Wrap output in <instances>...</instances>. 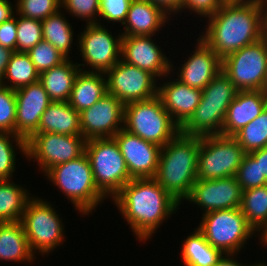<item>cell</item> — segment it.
Wrapping results in <instances>:
<instances>
[{"label":"cell","mask_w":267,"mask_h":266,"mask_svg":"<svg viewBox=\"0 0 267 266\" xmlns=\"http://www.w3.org/2000/svg\"><path fill=\"white\" fill-rule=\"evenodd\" d=\"M199 36L221 59L266 36L267 0H228Z\"/></svg>","instance_id":"6da1fadb"},{"label":"cell","mask_w":267,"mask_h":266,"mask_svg":"<svg viewBox=\"0 0 267 266\" xmlns=\"http://www.w3.org/2000/svg\"><path fill=\"white\" fill-rule=\"evenodd\" d=\"M112 201L135 238L143 243L151 240L181 205L154 178L131 179Z\"/></svg>","instance_id":"7a4b0ae2"},{"label":"cell","mask_w":267,"mask_h":266,"mask_svg":"<svg viewBox=\"0 0 267 266\" xmlns=\"http://www.w3.org/2000/svg\"><path fill=\"white\" fill-rule=\"evenodd\" d=\"M199 149V136H186L181 132L161 147L158 170L154 179L181 206L197 181Z\"/></svg>","instance_id":"3957f363"},{"label":"cell","mask_w":267,"mask_h":266,"mask_svg":"<svg viewBox=\"0 0 267 266\" xmlns=\"http://www.w3.org/2000/svg\"><path fill=\"white\" fill-rule=\"evenodd\" d=\"M44 176L53 186L71 201L80 216L96 211L107 199L97 188L91 165L84 153L79 158L50 168Z\"/></svg>","instance_id":"277c9868"},{"label":"cell","mask_w":267,"mask_h":266,"mask_svg":"<svg viewBox=\"0 0 267 266\" xmlns=\"http://www.w3.org/2000/svg\"><path fill=\"white\" fill-rule=\"evenodd\" d=\"M238 90L221 71L202 90V98L194 114L180 128L186 136L222 135V127L229 105Z\"/></svg>","instance_id":"5b68a950"},{"label":"cell","mask_w":267,"mask_h":266,"mask_svg":"<svg viewBox=\"0 0 267 266\" xmlns=\"http://www.w3.org/2000/svg\"><path fill=\"white\" fill-rule=\"evenodd\" d=\"M41 198L34 195L27 202L20 222L32 253L45 257L60 248L66 235L63 218L51 202Z\"/></svg>","instance_id":"8992f818"},{"label":"cell","mask_w":267,"mask_h":266,"mask_svg":"<svg viewBox=\"0 0 267 266\" xmlns=\"http://www.w3.org/2000/svg\"><path fill=\"white\" fill-rule=\"evenodd\" d=\"M123 129L160 147L180 132V127L172 120L157 95L126 104Z\"/></svg>","instance_id":"52a82bcc"},{"label":"cell","mask_w":267,"mask_h":266,"mask_svg":"<svg viewBox=\"0 0 267 266\" xmlns=\"http://www.w3.org/2000/svg\"><path fill=\"white\" fill-rule=\"evenodd\" d=\"M85 154L89 159L95 184L107 199H112L132 179L114 138L86 140Z\"/></svg>","instance_id":"ba28073f"},{"label":"cell","mask_w":267,"mask_h":266,"mask_svg":"<svg viewBox=\"0 0 267 266\" xmlns=\"http://www.w3.org/2000/svg\"><path fill=\"white\" fill-rule=\"evenodd\" d=\"M196 227L214 248L225 253H240L247 240L257 236L238 208L205 213Z\"/></svg>","instance_id":"9c48e42d"},{"label":"cell","mask_w":267,"mask_h":266,"mask_svg":"<svg viewBox=\"0 0 267 266\" xmlns=\"http://www.w3.org/2000/svg\"><path fill=\"white\" fill-rule=\"evenodd\" d=\"M245 154L233 136L218 134L200 137L197 180L236 176Z\"/></svg>","instance_id":"30bf717a"},{"label":"cell","mask_w":267,"mask_h":266,"mask_svg":"<svg viewBox=\"0 0 267 266\" xmlns=\"http://www.w3.org/2000/svg\"><path fill=\"white\" fill-rule=\"evenodd\" d=\"M83 27V32L77 34L76 48L83 63L76 62L77 65L86 72H107L121 60L122 29L114 36L112 31L105 28L107 26L99 23Z\"/></svg>","instance_id":"8fae6325"},{"label":"cell","mask_w":267,"mask_h":266,"mask_svg":"<svg viewBox=\"0 0 267 266\" xmlns=\"http://www.w3.org/2000/svg\"><path fill=\"white\" fill-rule=\"evenodd\" d=\"M267 67V35L222 59V71L238 91L263 90Z\"/></svg>","instance_id":"7c38bea8"},{"label":"cell","mask_w":267,"mask_h":266,"mask_svg":"<svg viewBox=\"0 0 267 266\" xmlns=\"http://www.w3.org/2000/svg\"><path fill=\"white\" fill-rule=\"evenodd\" d=\"M86 139L78 135L33 133L26 140V158L36 162L41 174L61 163L79 158L85 153Z\"/></svg>","instance_id":"4fadbf2b"},{"label":"cell","mask_w":267,"mask_h":266,"mask_svg":"<svg viewBox=\"0 0 267 266\" xmlns=\"http://www.w3.org/2000/svg\"><path fill=\"white\" fill-rule=\"evenodd\" d=\"M107 93L114 95L124 105L148 100L157 95V78L148 71L120 60L104 73Z\"/></svg>","instance_id":"5bb4252c"},{"label":"cell","mask_w":267,"mask_h":266,"mask_svg":"<svg viewBox=\"0 0 267 266\" xmlns=\"http://www.w3.org/2000/svg\"><path fill=\"white\" fill-rule=\"evenodd\" d=\"M125 105L114 95L105 94L79 113L82 136L86 139L113 138L124 124Z\"/></svg>","instance_id":"9a60e30c"},{"label":"cell","mask_w":267,"mask_h":266,"mask_svg":"<svg viewBox=\"0 0 267 266\" xmlns=\"http://www.w3.org/2000/svg\"><path fill=\"white\" fill-rule=\"evenodd\" d=\"M153 36H122L121 60L154 75L157 80L174 73V61L158 46ZM173 62V63H172ZM175 68V70H174Z\"/></svg>","instance_id":"2e32d148"},{"label":"cell","mask_w":267,"mask_h":266,"mask_svg":"<svg viewBox=\"0 0 267 266\" xmlns=\"http://www.w3.org/2000/svg\"><path fill=\"white\" fill-rule=\"evenodd\" d=\"M242 187L236 176L216 180H197L184 200L205 213L238 208L242 201Z\"/></svg>","instance_id":"e0dca14e"},{"label":"cell","mask_w":267,"mask_h":266,"mask_svg":"<svg viewBox=\"0 0 267 266\" xmlns=\"http://www.w3.org/2000/svg\"><path fill=\"white\" fill-rule=\"evenodd\" d=\"M122 153L132 179L154 178L161 147L121 129L113 137Z\"/></svg>","instance_id":"ac0fdd59"},{"label":"cell","mask_w":267,"mask_h":266,"mask_svg":"<svg viewBox=\"0 0 267 266\" xmlns=\"http://www.w3.org/2000/svg\"><path fill=\"white\" fill-rule=\"evenodd\" d=\"M14 91L16 96L15 134L27 140L38 129L41 116L52 101L39 81Z\"/></svg>","instance_id":"d6986e66"},{"label":"cell","mask_w":267,"mask_h":266,"mask_svg":"<svg viewBox=\"0 0 267 266\" xmlns=\"http://www.w3.org/2000/svg\"><path fill=\"white\" fill-rule=\"evenodd\" d=\"M196 49L182 61L176 79L188 86L203 90L222 71V59L200 38Z\"/></svg>","instance_id":"ffe728a7"},{"label":"cell","mask_w":267,"mask_h":266,"mask_svg":"<svg viewBox=\"0 0 267 266\" xmlns=\"http://www.w3.org/2000/svg\"><path fill=\"white\" fill-rule=\"evenodd\" d=\"M172 74L165 75L159 82L157 96L172 120L181 128L194 114L202 98V90L192 88L187 84L172 78ZM170 80H168V79ZM172 78V79H171ZM160 85V86H159Z\"/></svg>","instance_id":"44dd1931"},{"label":"cell","mask_w":267,"mask_h":266,"mask_svg":"<svg viewBox=\"0 0 267 266\" xmlns=\"http://www.w3.org/2000/svg\"><path fill=\"white\" fill-rule=\"evenodd\" d=\"M266 106L267 94L263 90L238 91L228 107L222 135L234 136L258 117Z\"/></svg>","instance_id":"7402d4cb"},{"label":"cell","mask_w":267,"mask_h":266,"mask_svg":"<svg viewBox=\"0 0 267 266\" xmlns=\"http://www.w3.org/2000/svg\"><path fill=\"white\" fill-rule=\"evenodd\" d=\"M162 8L148 0H132L123 23L122 36H155L170 20Z\"/></svg>","instance_id":"603a6c76"},{"label":"cell","mask_w":267,"mask_h":266,"mask_svg":"<svg viewBox=\"0 0 267 266\" xmlns=\"http://www.w3.org/2000/svg\"><path fill=\"white\" fill-rule=\"evenodd\" d=\"M34 133L82 136L80 115L68 102L52 101L42 114Z\"/></svg>","instance_id":"cb8c5ba5"},{"label":"cell","mask_w":267,"mask_h":266,"mask_svg":"<svg viewBox=\"0 0 267 266\" xmlns=\"http://www.w3.org/2000/svg\"><path fill=\"white\" fill-rule=\"evenodd\" d=\"M36 257L29 246L20 221L0 223V261L34 263Z\"/></svg>","instance_id":"d4e9b609"},{"label":"cell","mask_w":267,"mask_h":266,"mask_svg":"<svg viewBox=\"0 0 267 266\" xmlns=\"http://www.w3.org/2000/svg\"><path fill=\"white\" fill-rule=\"evenodd\" d=\"M70 59L39 74V82L51 101L68 102L70 99L75 78L81 70L77 63Z\"/></svg>","instance_id":"484cf974"},{"label":"cell","mask_w":267,"mask_h":266,"mask_svg":"<svg viewBox=\"0 0 267 266\" xmlns=\"http://www.w3.org/2000/svg\"><path fill=\"white\" fill-rule=\"evenodd\" d=\"M107 94L104 73L80 70L75 78L68 103L78 112L91 107Z\"/></svg>","instance_id":"4316f807"},{"label":"cell","mask_w":267,"mask_h":266,"mask_svg":"<svg viewBox=\"0 0 267 266\" xmlns=\"http://www.w3.org/2000/svg\"><path fill=\"white\" fill-rule=\"evenodd\" d=\"M0 180V223L20 221L27 202L34 196L26 184Z\"/></svg>","instance_id":"83f0119b"},{"label":"cell","mask_w":267,"mask_h":266,"mask_svg":"<svg viewBox=\"0 0 267 266\" xmlns=\"http://www.w3.org/2000/svg\"><path fill=\"white\" fill-rule=\"evenodd\" d=\"M223 253L208 243L197 229L184 239L181 246L183 266H214Z\"/></svg>","instance_id":"f1b7e54d"},{"label":"cell","mask_w":267,"mask_h":266,"mask_svg":"<svg viewBox=\"0 0 267 266\" xmlns=\"http://www.w3.org/2000/svg\"><path fill=\"white\" fill-rule=\"evenodd\" d=\"M63 13L65 14V11L60 9L46 19L41 20L43 40L51 43L62 55L69 59L75 34L74 28Z\"/></svg>","instance_id":"f546056e"},{"label":"cell","mask_w":267,"mask_h":266,"mask_svg":"<svg viewBox=\"0 0 267 266\" xmlns=\"http://www.w3.org/2000/svg\"><path fill=\"white\" fill-rule=\"evenodd\" d=\"M39 81V73L25 52H14L0 85L16 90Z\"/></svg>","instance_id":"4dcf8cb0"},{"label":"cell","mask_w":267,"mask_h":266,"mask_svg":"<svg viewBox=\"0 0 267 266\" xmlns=\"http://www.w3.org/2000/svg\"><path fill=\"white\" fill-rule=\"evenodd\" d=\"M240 210L256 233L267 226V185L243 191Z\"/></svg>","instance_id":"1f68e13d"},{"label":"cell","mask_w":267,"mask_h":266,"mask_svg":"<svg viewBox=\"0 0 267 266\" xmlns=\"http://www.w3.org/2000/svg\"><path fill=\"white\" fill-rule=\"evenodd\" d=\"M17 149L24 158L26 156V140L14 133L0 132V180H13L18 162L16 159Z\"/></svg>","instance_id":"d6a6232c"},{"label":"cell","mask_w":267,"mask_h":266,"mask_svg":"<svg viewBox=\"0 0 267 266\" xmlns=\"http://www.w3.org/2000/svg\"><path fill=\"white\" fill-rule=\"evenodd\" d=\"M233 137L246 154L267 147V106Z\"/></svg>","instance_id":"836d02e7"},{"label":"cell","mask_w":267,"mask_h":266,"mask_svg":"<svg viewBox=\"0 0 267 266\" xmlns=\"http://www.w3.org/2000/svg\"><path fill=\"white\" fill-rule=\"evenodd\" d=\"M17 42L16 52L27 53L43 40L41 20L25 18L16 13Z\"/></svg>","instance_id":"e575fe53"},{"label":"cell","mask_w":267,"mask_h":266,"mask_svg":"<svg viewBox=\"0 0 267 266\" xmlns=\"http://www.w3.org/2000/svg\"><path fill=\"white\" fill-rule=\"evenodd\" d=\"M27 54L39 74L60 65L67 59L51 43L45 40L32 47Z\"/></svg>","instance_id":"d590c367"},{"label":"cell","mask_w":267,"mask_h":266,"mask_svg":"<svg viewBox=\"0 0 267 266\" xmlns=\"http://www.w3.org/2000/svg\"><path fill=\"white\" fill-rule=\"evenodd\" d=\"M236 179L243 191L267 185V179L262 176L260 161H256L250 153L244 155Z\"/></svg>","instance_id":"8d00e7d4"},{"label":"cell","mask_w":267,"mask_h":266,"mask_svg":"<svg viewBox=\"0 0 267 266\" xmlns=\"http://www.w3.org/2000/svg\"><path fill=\"white\" fill-rule=\"evenodd\" d=\"M16 13L22 17L43 20L61 9V0H14Z\"/></svg>","instance_id":"74e56055"},{"label":"cell","mask_w":267,"mask_h":266,"mask_svg":"<svg viewBox=\"0 0 267 266\" xmlns=\"http://www.w3.org/2000/svg\"><path fill=\"white\" fill-rule=\"evenodd\" d=\"M100 2V0H61V8L72 17L84 20L86 24H93L99 23Z\"/></svg>","instance_id":"f35d334b"},{"label":"cell","mask_w":267,"mask_h":266,"mask_svg":"<svg viewBox=\"0 0 267 266\" xmlns=\"http://www.w3.org/2000/svg\"><path fill=\"white\" fill-rule=\"evenodd\" d=\"M15 119V91L0 85V132H9L15 134Z\"/></svg>","instance_id":"ab89813d"},{"label":"cell","mask_w":267,"mask_h":266,"mask_svg":"<svg viewBox=\"0 0 267 266\" xmlns=\"http://www.w3.org/2000/svg\"><path fill=\"white\" fill-rule=\"evenodd\" d=\"M99 24L105 20L107 23H123L126 20L132 0H100ZM102 19L103 21H101Z\"/></svg>","instance_id":"60d3db41"},{"label":"cell","mask_w":267,"mask_h":266,"mask_svg":"<svg viewBox=\"0 0 267 266\" xmlns=\"http://www.w3.org/2000/svg\"><path fill=\"white\" fill-rule=\"evenodd\" d=\"M227 1L228 0H183L179 13L181 11L184 13L190 11L189 13L200 16L199 19L202 21V18L207 19L212 14H215Z\"/></svg>","instance_id":"b9f144b4"},{"label":"cell","mask_w":267,"mask_h":266,"mask_svg":"<svg viewBox=\"0 0 267 266\" xmlns=\"http://www.w3.org/2000/svg\"><path fill=\"white\" fill-rule=\"evenodd\" d=\"M17 25L14 17L0 24V45L16 52Z\"/></svg>","instance_id":"7bdbcfd3"},{"label":"cell","mask_w":267,"mask_h":266,"mask_svg":"<svg viewBox=\"0 0 267 266\" xmlns=\"http://www.w3.org/2000/svg\"><path fill=\"white\" fill-rule=\"evenodd\" d=\"M237 255L239 256L238 253H225L223 254L219 260L216 262L214 266H267L265 262H256L255 264H247V263H242L239 262L237 259ZM236 257V258H235Z\"/></svg>","instance_id":"ee69618b"},{"label":"cell","mask_w":267,"mask_h":266,"mask_svg":"<svg viewBox=\"0 0 267 266\" xmlns=\"http://www.w3.org/2000/svg\"><path fill=\"white\" fill-rule=\"evenodd\" d=\"M156 6L162 8L171 17L176 13L179 15V10L182 7L183 0H148Z\"/></svg>","instance_id":"f6af8a7d"},{"label":"cell","mask_w":267,"mask_h":266,"mask_svg":"<svg viewBox=\"0 0 267 266\" xmlns=\"http://www.w3.org/2000/svg\"><path fill=\"white\" fill-rule=\"evenodd\" d=\"M16 5L10 0H0V24L14 17Z\"/></svg>","instance_id":"bcb514c9"},{"label":"cell","mask_w":267,"mask_h":266,"mask_svg":"<svg viewBox=\"0 0 267 266\" xmlns=\"http://www.w3.org/2000/svg\"><path fill=\"white\" fill-rule=\"evenodd\" d=\"M13 53H14L13 50L0 45V83L4 77L7 64L9 63L11 55Z\"/></svg>","instance_id":"7dc6e473"},{"label":"cell","mask_w":267,"mask_h":266,"mask_svg":"<svg viewBox=\"0 0 267 266\" xmlns=\"http://www.w3.org/2000/svg\"><path fill=\"white\" fill-rule=\"evenodd\" d=\"M256 161H260L262 176L267 179V147L250 153Z\"/></svg>","instance_id":"c3c4849f"},{"label":"cell","mask_w":267,"mask_h":266,"mask_svg":"<svg viewBox=\"0 0 267 266\" xmlns=\"http://www.w3.org/2000/svg\"><path fill=\"white\" fill-rule=\"evenodd\" d=\"M257 237L260 240L259 245L261 244L262 247L263 246L267 247V226H265L259 233H257Z\"/></svg>","instance_id":"681fc988"},{"label":"cell","mask_w":267,"mask_h":266,"mask_svg":"<svg viewBox=\"0 0 267 266\" xmlns=\"http://www.w3.org/2000/svg\"><path fill=\"white\" fill-rule=\"evenodd\" d=\"M263 91L267 94V67H266V73H265V81H264Z\"/></svg>","instance_id":"f907efd6"}]
</instances>
